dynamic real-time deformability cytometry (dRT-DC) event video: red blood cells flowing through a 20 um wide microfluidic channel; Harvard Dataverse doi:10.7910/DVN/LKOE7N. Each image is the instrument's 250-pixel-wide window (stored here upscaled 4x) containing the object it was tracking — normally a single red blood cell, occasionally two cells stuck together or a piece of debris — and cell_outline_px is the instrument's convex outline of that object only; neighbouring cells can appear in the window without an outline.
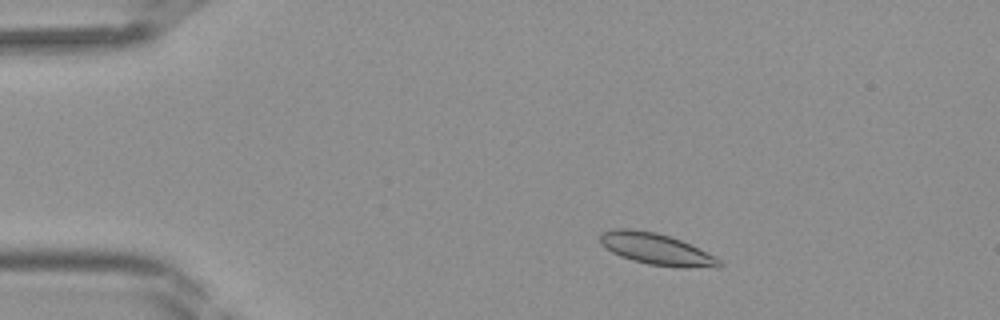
{"species": "Egyptian fruit bat (a non-hibernating species)", "species_latin": "Rousettus aegyptiacus", "temperature_condition": "room temperature", "stored_images_in_passage": 38, "camera_frame_rate_fps": 3000, "um_per_image_px": 0.085, "frame": {"image": 1, "passage_image": 3, "time_ms": 0.667, "image_size_px": [1000, 320], "cell_outline_px": [[724, 264], [720, 268], [676, 268], [648, 264], [632, 260], [620, 256], [612, 252], [600, 244], [600, 236], [604, 232], [616, 228], [632, 228], [656, 232], [680, 240], [716, 256]], "centroid_in_image_um": [55.84, 21.2], "position_along_channel_um": 29.2, "area_um2": 22.14}}
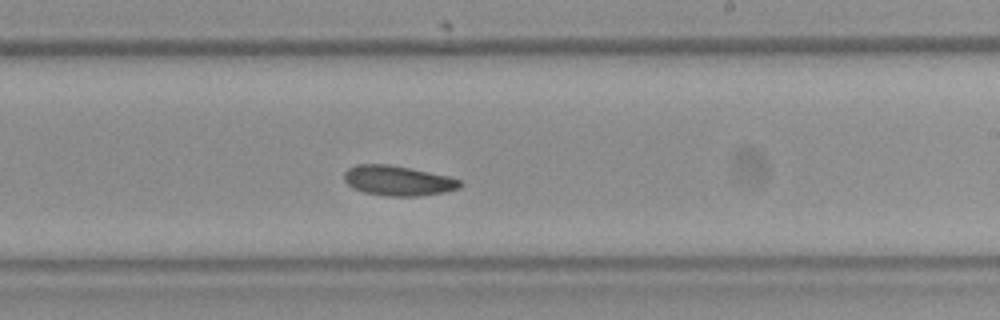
{"frame": {"image": 2, "passage_image": 21, "time_ms": 6.667, "image_size_px": [1000, 320], "cell_outline_px": [[464, 184], [460, 188], [444, 192], [416, 196], [384, 196], [364, 192], [352, 188], [344, 180], [344, 172], [348, 168], [356, 164], [388, 164], [448, 176], [460, 180]], "centroid_in_image_um": [33.8, 15.36], "position_along_channel_um": 255.2, "area_um2": 20.23}}
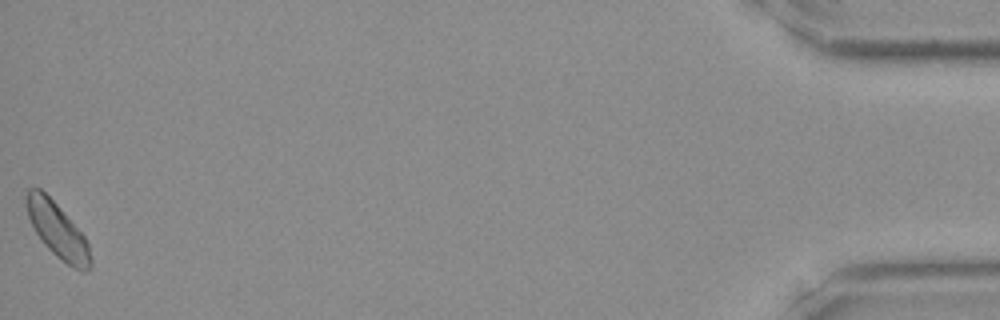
{"frame": {"image": 3, "passage_image": 38, "time_ms": 12.333, "image_size_px": [1000, 320], "cell_outline_px": [[92, 268], [84, 272], [80, 272], [60, 260], [44, 244], [36, 232], [28, 216], [24, 196], [28, 188], [40, 188], [60, 208], [84, 236], [88, 244], [92, 260]], "centroid_in_image_um": [4.9, 19.61], "position_along_channel_um": 430.3, "area_um2": 20.52}}